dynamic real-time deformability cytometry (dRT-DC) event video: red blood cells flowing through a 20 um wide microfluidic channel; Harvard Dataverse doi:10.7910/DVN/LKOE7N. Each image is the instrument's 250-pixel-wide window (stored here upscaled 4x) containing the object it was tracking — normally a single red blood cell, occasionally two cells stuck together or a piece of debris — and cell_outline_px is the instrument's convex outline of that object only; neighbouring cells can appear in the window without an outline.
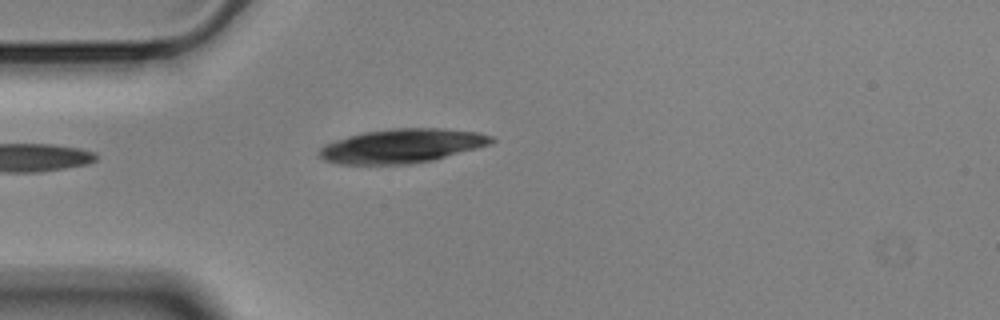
{"species": "Egyptian fruit bat (a non-hibernating species)", "species_latin": "Rousettus aegyptiacus", "temperature_condition": "cold", "stored_images_in_passage": 23, "camera_frame_rate_fps": 3000, "um_per_image_px": 0.085, "animal": {"sex": "male"}, "frame": {"image": 1, "passage_image": 1, "time_ms": 0.0, "image_size_px": [1000, 320], "cell_outline_px": [[496, 140], [492, 144], [432, 160], [412, 164], [340, 164], [324, 160], [320, 156], [320, 148], [324, 144], [348, 136], [364, 132], [392, 128], [440, 128], [476, 132], [492, 136]], "centroid_in_image_um": [34.18, 12.4], "position_along_channel_um": 50.8, "area_um2": 34.04}}
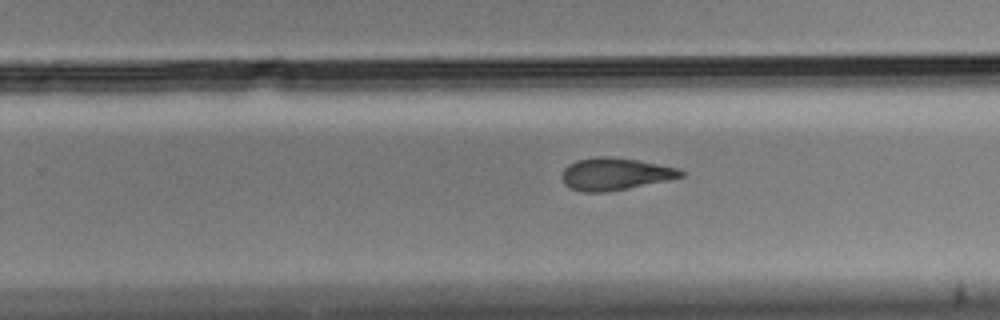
{"frame": {"image": 2, "passage_image": 14, "time_ms": 4.333, "image_size_px": [1000, 320], "cell_outline_px": [[684, 176], [668, 180], [608, 192], [584, 192], [572, 188], [564, 184], [564, 168], [568, 164], [576, 160], [596, 156], [604, 156], [636, 160], [680, 168], [684, 172]], "centroid_in_image_um": [52.3, 14.78], "position_along_channel_um": 277.5, "area_um2": 22.14}}
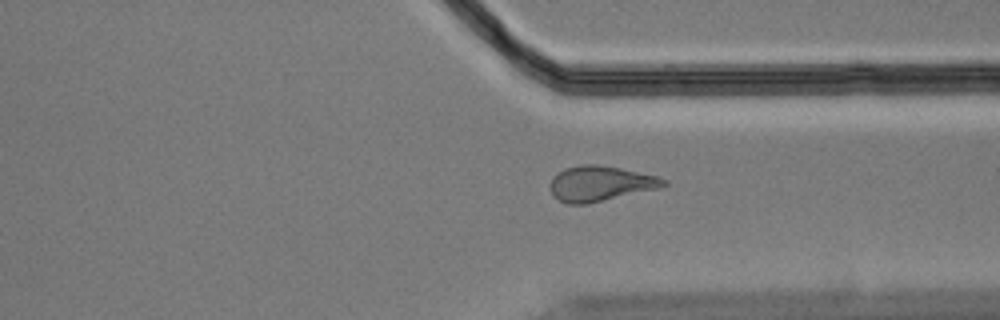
{"frame": {"image": 3, "passage_image": 21, "time_ms": 6.667, "image_size_px": [1000, 320], "cell_outline_px": [[668, 184], [660, 188], [584, 204], [568, 204], [552, 196], [548, 188], [552, 176], [564, 168], [580, 164], [600, 164], [620, 168], [656, 176], [668, 180]], "centroid_in_image_um": [50.98, 15.59], "position_along_channel_um": 360.4, "area_um2": 23.41}}